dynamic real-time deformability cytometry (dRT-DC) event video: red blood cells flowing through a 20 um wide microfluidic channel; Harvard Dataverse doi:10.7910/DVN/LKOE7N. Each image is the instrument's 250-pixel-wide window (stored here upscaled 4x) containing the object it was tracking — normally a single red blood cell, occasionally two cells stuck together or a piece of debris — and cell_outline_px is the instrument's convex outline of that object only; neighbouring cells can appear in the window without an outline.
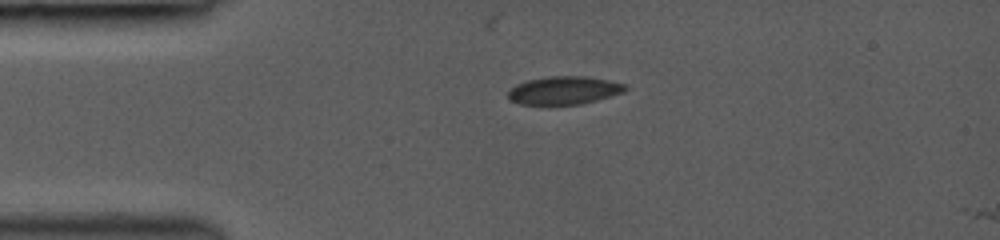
{"species": "common noctule bat (a hibernating species)", "species_latin": "Nyctalus noctula", "temperature_condition": "room temperature", "stored_images_in_passage": 4, "camera_frame_rate_fps": 3000, "um_per_image_px": 0.085, "animal": {"sex": "female", "body_mass_g": 19.0, "forearm_length_mm": 53.3}, "frame": {"image": 1, "passage_image": 3, "time_ms": 2.333, "image_size_px": [1000, 240], "cell_outline_px": [[628, 88], [624, 92], [596, 100], [580, 104], [520, 104], [508, 100], [508, 92], [516, 84], [528, 80], [548, 76], [584, 76], [608, 80], [624, 84]], "centroid_in_image_um": [47.92, 7.68], "position_along_channel_um": 37.1, "area_um2": 19.02}}